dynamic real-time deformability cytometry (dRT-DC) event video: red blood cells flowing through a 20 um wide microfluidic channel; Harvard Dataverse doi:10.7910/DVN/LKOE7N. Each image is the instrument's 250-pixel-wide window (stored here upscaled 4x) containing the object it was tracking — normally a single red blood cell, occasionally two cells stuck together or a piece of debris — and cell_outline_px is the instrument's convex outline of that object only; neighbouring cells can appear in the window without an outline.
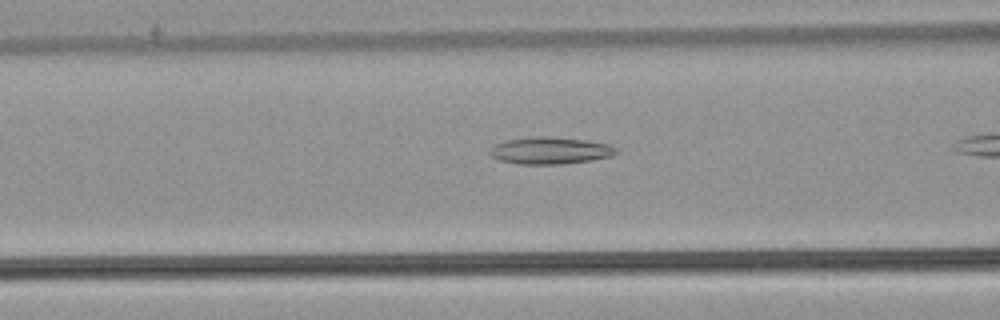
{"species": "common noctule bat (a hibernating species)", "species_latin": "Nyctalus noctula", "temperature_condition": "warm", "stored_images_in_passage": 16, "camera_frame_rate_fps": 3000, "um_per_image_px": 0.085, "animal": {"sex": "male", "body_mass_g": 21.5, "forearm_length_mm": 52.0}, "frame": {"image": 1, "passage_image": 14, "time_ms": 4.333, "image_size_px": [1000, 320], "cell_outline_px": [[620, 152], [612, 156], [592, 160], [564, 164], [516, 164], [500, 160], [492, 156], [492, 148], [496, 144], [504, 140], [540, 136], [544, 136], [588, 140], [608, 144], [616, 148]], "centroid_in_image_um": [46.82, 12.8], "position_along_channel_um": 119.8, "area_um2": 19.83}}